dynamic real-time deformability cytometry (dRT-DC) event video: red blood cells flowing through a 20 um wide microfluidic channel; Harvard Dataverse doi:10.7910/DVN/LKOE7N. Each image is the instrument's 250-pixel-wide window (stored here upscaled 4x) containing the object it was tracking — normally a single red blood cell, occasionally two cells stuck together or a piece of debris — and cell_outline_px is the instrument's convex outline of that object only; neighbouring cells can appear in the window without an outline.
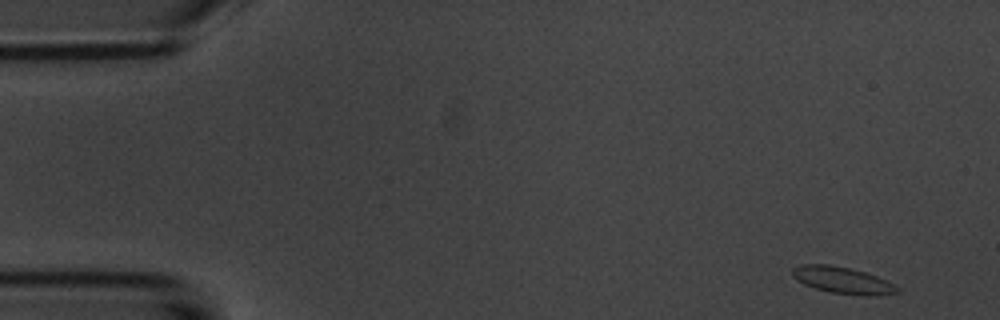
{"species": "common noctule bat (a hibernating species)", "species_latin": "Nyctalus noctula", "temperature_condition": "room temperature", "stored_images_in_passage": 53, "camera_frame_rate_fps": 3000, "um_per_image_px": 0.085, "animal": {"sex": "male", "body_mass_g": 20.1, "forearm_length_mm": 53.5}, "frame": {"image": 1, "passage_image": 2, "time_ms": 0.333, "image_size_px": [1000, 320], "cell_outline_px": [[900, 292], [880, 296], [864, 296], [828, 292], [804, 284], [796, 280], [792, 276], [792, 268], [800, 264], [828, 264], [848, 268], [864, 272], [876, 276], [900, 288]], "centroid_in_image_um": [71.61, 23.83], "position_along_channel_um": 13.4, "area_um2": 16.36}}
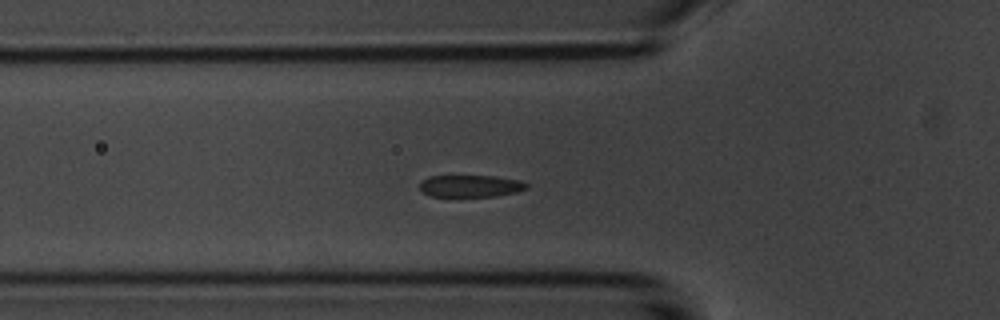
{"frame": {"image": 2, "passage_image": 17, "time_ms": 5.333, "image_size_px": [1000, 320], "cell_outline_px": [[528, 188], [516, 192], [496, 196], [456, 200], [432, 196], [424, 192], [420, 188], [420, 180], [428, 176], [496, 176], [520, 180], [528, 184]], "centroid_in_image_um": [39.96, 15.86], "position_along_channel_um": 85.8, "area_um2": 14.62}}
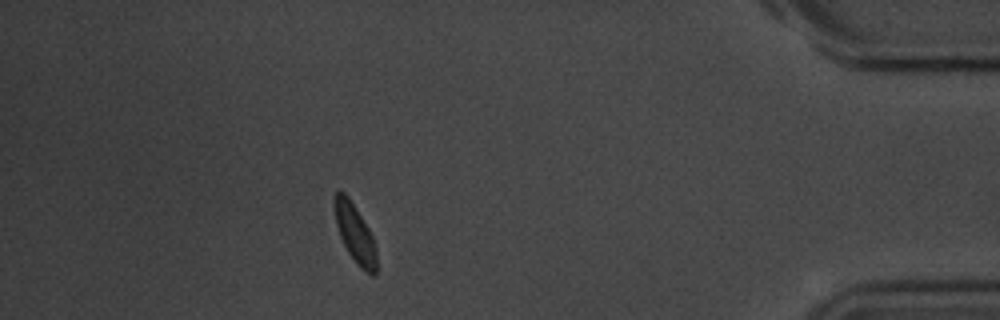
{"frame": {"image": 3, "passage_image": 47, "time_ms": 15.333, "image_size_px": [1000, 320], "cell_outline_px": [[376, 276], [372, 276], [360, 268], [356, 264], [348, 252], [340, 236], [336, 224], [332, 200], [336, 188], [340, 188], [348, 196], [368, 228], [372, 236], [376, 248]], "centroid_in_image_um": [30.14, 19.8], "position_along_channel_um": 405.1, "area_um2": 14.57}, "authors_computed_cell_mechanics": {"area_um2": 15.2592, "velocity_mm_per_s": 3.6738, "shape_relaxation_time_tau1_ms": 2.9443, "shape_relaxation_time_tau2_ms": null, "deformation_change_tau1": 0.1113, "deformation_change_tau2": null}}